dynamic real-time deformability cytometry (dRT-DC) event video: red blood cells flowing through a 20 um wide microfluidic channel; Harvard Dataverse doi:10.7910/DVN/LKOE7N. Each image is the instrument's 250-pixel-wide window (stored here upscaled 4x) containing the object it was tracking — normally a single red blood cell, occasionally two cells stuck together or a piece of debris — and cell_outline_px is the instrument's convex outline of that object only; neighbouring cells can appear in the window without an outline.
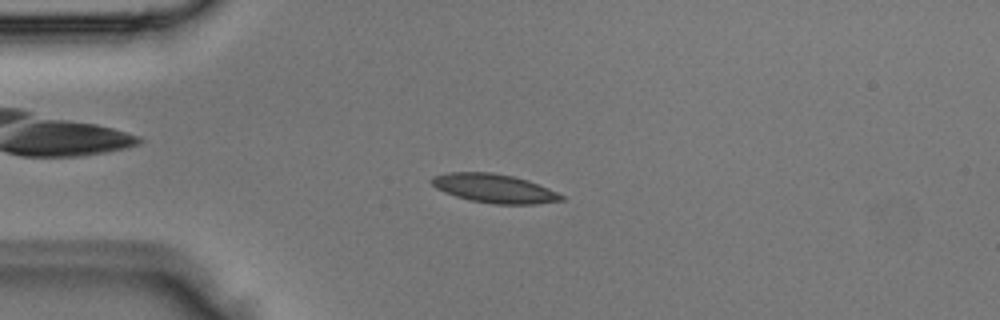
{"species": "Egyptian fruit bat (a non-hibernating species)", "species_latin": "Rousettus aegyptiacus", "temperature_condition": "room temperature", "stored_images_in_passage": 4, "camera_frame_rate_fps": 3000, "um_per_image_px": 0.085, "animal": {"sex": "male"}, "frame": {"image": 1, "passage_image": 3, "time_ms": 0.667, "image_size_px": [1000, 320], "cell_outline_px": [[564, 200], [536, 204], [496, 204], [472, 200], [456, 196], [444, 192], [436, 188], [428, 180], [432, 176], [448, 172], [492, 172], [512, 176], [528, 180], [548, 188], [564, 196]], "centroid_in_image_um": [41.98, 16.0], "position_along_channel_um": 43.0, "area_um2": 21.73}}